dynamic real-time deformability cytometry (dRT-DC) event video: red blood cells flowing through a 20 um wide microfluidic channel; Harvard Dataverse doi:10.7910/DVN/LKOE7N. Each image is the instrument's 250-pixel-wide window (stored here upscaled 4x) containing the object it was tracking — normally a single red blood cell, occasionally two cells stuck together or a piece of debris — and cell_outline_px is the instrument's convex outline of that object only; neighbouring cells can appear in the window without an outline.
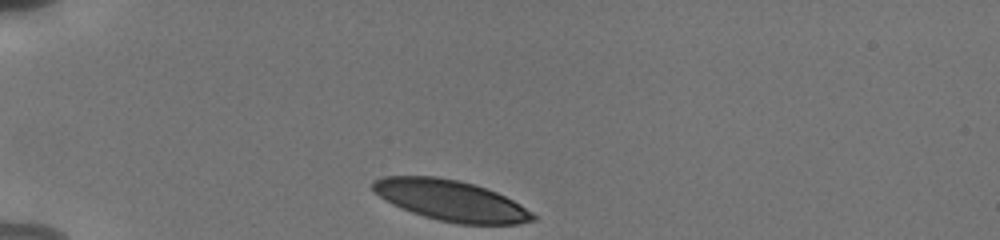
{"species": "human", "species_latin": "Homo sapiens", "temperature_condition": "cold", "stored_images_in_passage": 33, "camera_frame_rate_fps": 3000, "um_per_image_px": 0.085, "donor": {"sex": "male"}, "frame": {"image": 1, "passage_image": 1, "time_ms": 0.0, "image_size_px": [1000, 240], "cell_outline_px": [[536, 220], [520, 224], [460, 224], [440, 220], [424, 216], [412, 212], [392, 204], [384, 200], [372, 188], [372, 180], [380, 176], [436, 176], [460, 180], [496, 192], [520, 204], [532, 212], [536, 216]], "centroid_in_image_um": [38.31, 17.04], "position_along_channel_um": 46.7, "area_um2": 37.86}}
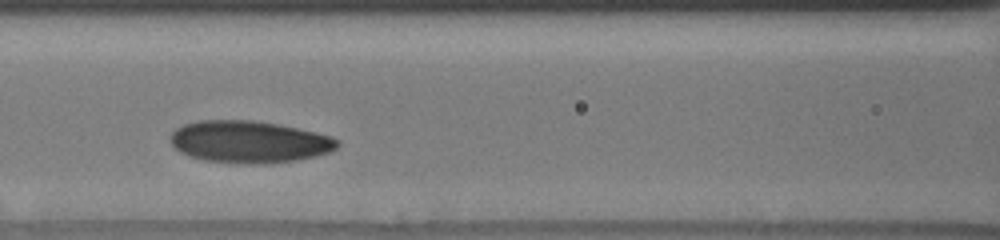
{"frame": {"image": 2, "passage_image": 12, "time_ms": 3.667, "image_size_px": [1000, 240], "cell_outline_px": [[340, 144], [336, 148], [328, 152], [316, 156], [296, 160], [264, 164], [252, 164], [204, 160], [188, 156], [180, 152], [168, 140], [168, 136], [176, 128], [184, 124], [196, 120], [252, 120], [276, 124], [316, 132], [332, 136], [340, 140]], "centroid_in_image_um": [21.15, 12.05], "position_along_channel_um": 145.4, "area_um2": 41.1}}
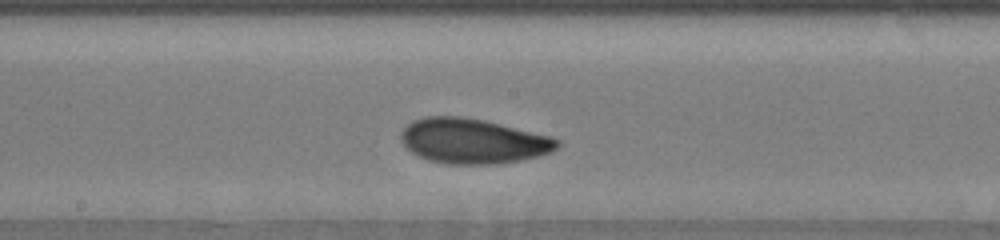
{"frame": {"image": 3, "passage_image": 17, "time_ms": 5.333, "image_size_px": [1000, 240], "cell_outline_px": [[560, 144], [552, 152], [520, 160], [496, 164], [448, 164], [428, 160], [412, 152], [400, 140], [400, 132], [412, 120], [424, 116], [460, 116], [484, 120], [548, 136], [560, 140]], "centroid_in_image_um": [40.16, 11.99], "position_along_channel_um": 208.0, "area_um2": 40.75}, "authors_computed_cell_mechanics": {"area_um2": 39.5352, "velocity_mm_per_s": 3.7698, "shape_relaxation_time_tau1_ms": 3.1229, "shape_relaxation_time_tau2_ms": 2.951, "deformation_change_tau1": 0.1314, "deformation_change_tau2": 0.0904}}